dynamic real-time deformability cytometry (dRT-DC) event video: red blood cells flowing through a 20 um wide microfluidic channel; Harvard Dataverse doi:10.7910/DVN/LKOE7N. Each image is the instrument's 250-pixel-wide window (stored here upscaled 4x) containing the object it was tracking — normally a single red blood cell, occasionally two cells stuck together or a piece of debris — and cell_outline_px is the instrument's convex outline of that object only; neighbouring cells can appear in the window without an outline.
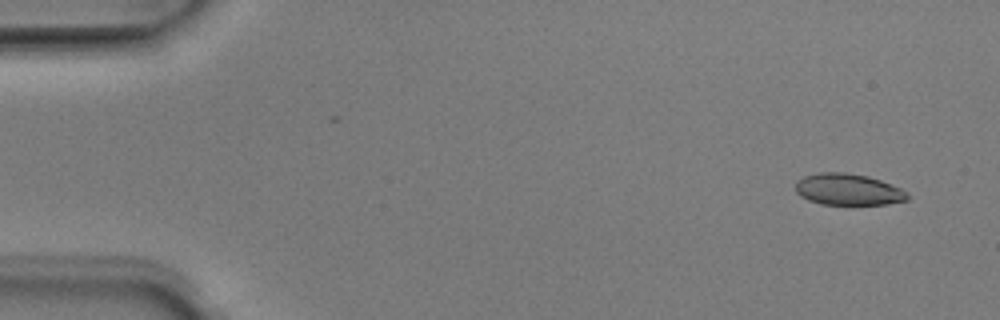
{"species": "Egyptian fruit bat (a non-hibernating species)", "species_latin": "Rousettus aegyptiacus", "temperature_condition": "room temperature", "stored_images_in_passage": 50, "camera_frame_rate_fps": 3000, "um_per_image_px": 0.085, "animal": {"sex": "male"}, "frame": {"image": 1, "passage_image": 3, "time_ms": 0.667, "image_size_px": [1000, 320], "cell_outline_px": [[908, 200], [888, 204], [820, 204], [808, 200], [800, 196], [796, 192], [796, 180], [804, 176], [820, 172], [844, 172], [868, 176], [880, 180], [900, 188], [908, 192]], "centroid_in_image_um": [72.08, 16.1], "position_along_channel_um": 12.9, "area_um2": 20.58}}
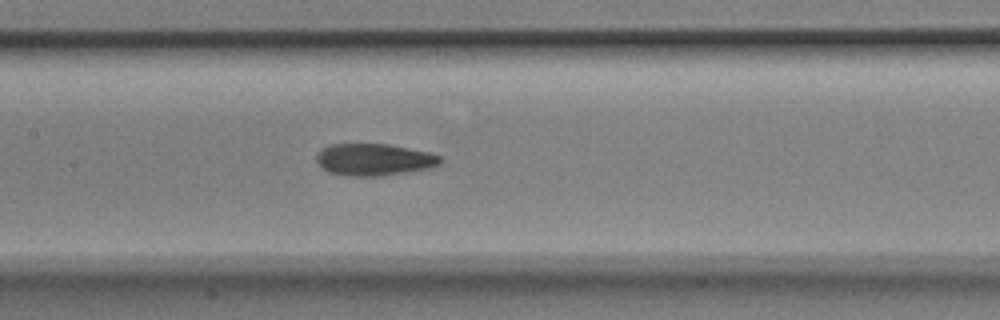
{"frame": {"image": 2, "passage_image": 24, "time_ms": 7.667, "image_size_px": [1000, 320], "cell_outline_px": [[444, 160], [440, 164], [428, 168], [408, 172], [380, 176], [344, 176], [328, 172], [320, 168], [316, 160], [316, 156], [328, 144], [388, 144], [428, 152], [440, 156]], "centroid_in_image_um": [31.78, 13.58], "position_along_channel_um": 175.6, "area_um2": 23.18}}
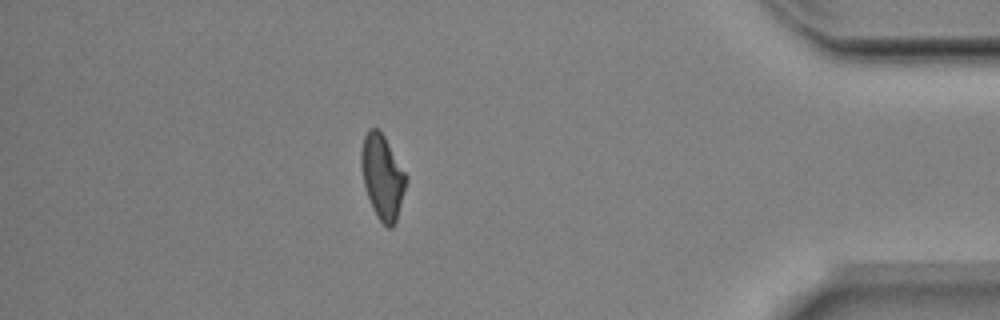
{"frame": {"image": 3, "passage_image": 44, "time_ms": 14.333, "image_size_px": [1000, 320], "cell_outline_px": [[408, 180], [396, 220], [392, 228], [388, 228], [376, 216], [372, 208], [364, 184], [360, 164], [360, 152], [364, 136], [368, 128], [376, 128], [384, 136], [408, 176]], "centroid_in_image_um": [32.5, 15.02], "position_along_channel_um": 402.7, "area_um2": 22.08}, "authors_computed_cell_mechanics": {"area_um2": 22.4264, "velocity_mm_per_s": 4.0423, "shape_relaxation_time_tau1_ms": 5.9873, "shape_relaxation_time_tau2_ms": 2.7625, "deformation_change_tau1": 0.1977, "deformation_change_tau2": 0.089}}